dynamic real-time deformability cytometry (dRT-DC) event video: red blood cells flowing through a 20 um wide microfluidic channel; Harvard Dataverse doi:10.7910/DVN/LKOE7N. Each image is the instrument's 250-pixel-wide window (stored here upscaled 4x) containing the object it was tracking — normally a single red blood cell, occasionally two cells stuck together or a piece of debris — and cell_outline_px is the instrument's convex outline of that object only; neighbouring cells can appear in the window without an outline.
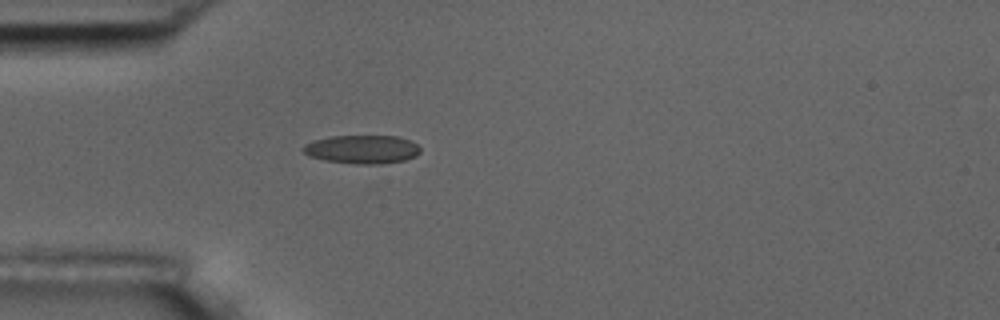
{"species": "common noctule bat (a hibernating species)", "species_latin": "Nyctalus noctula", "temperature_condition": "room temperature", "stored_images_in_passage": 40, "camera_frame_rate_fps": 3000, "um_per_image_px": 0.085, "animal": {"sex": "male", "body_mass_g": 17.5, "forearm_length_mm": 52.3}, "frame": {"image": 1, "passage_image": 1, "time_ms": 0.0, "image_size_px": [1000, 320], "cell_outline_px": [[420, 152], [416, 156], [404, 160], [380, 164], [356, 164], [324, 160], [308, 156], [300, 148], [304, 144], [312, 140], [332, 136], [396, 136], [412, 140], [420, 148]], "centroid_in_image_um": [30.76, 12.69], "position_along_channel_um": 54.2, "area_um2": 19.65}}
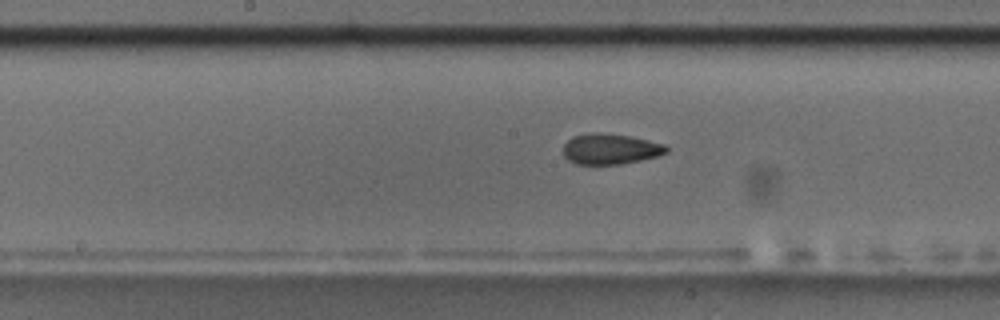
{"frame": {"image": 2, "passage_image": 13, "time_ms": 4.0, "image_size_px": [1000, 320], "cell_outline_px": [[668, 152], [656, 156], [640, 160], [620, 164], [576, 164], [568, 160], [564, 156], [564, 144], [572, 136], [588, 132], [600, 132], [632, 136], [664, 144], [668, 148]], "centroid_in_image_um": [51.86, 12.65], "position_along_channel_um": 196.3, "area_um2": 18.5}}
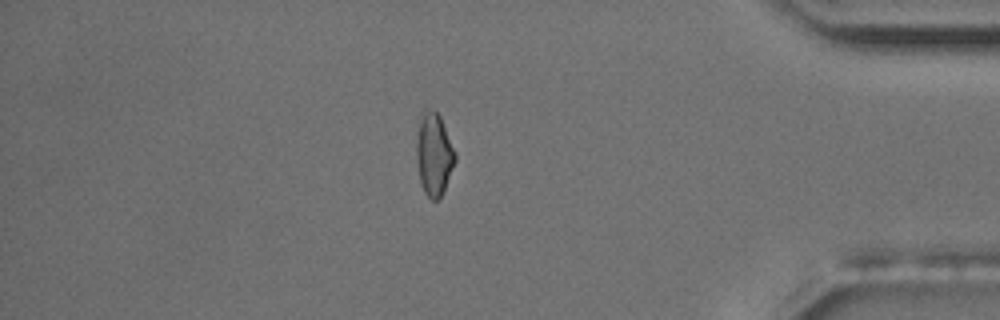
{"frame": {"image": 3, "passage_image": 32, "time_ms": 10.333, "image_size_px": [1000, 320], "cell_outline_px": [[456, 160], [444, 188], [440, 196], [436, 200], [432, 200], [424, 192], [420, 180], [416, 160], [416, 140], [420, 120], [424, 112], [432, 108], [440, 116], [456, 152]], "centroid_in_image_um": [36.88, 13.11], "position_along_channel_um": 398.3, "area_um2": 18.32}, "authors_computed_cell_mechanics": {"area_um2": 18.7272, "velocity_mm_per_s": 3.7199, "shape_relaxation_time_tau1_ms": null, "shape_relaxation_time_tau2_ms": 2.5969, "deformation_change_tau1": null, "deformation_change_tau2": 0.0904}}